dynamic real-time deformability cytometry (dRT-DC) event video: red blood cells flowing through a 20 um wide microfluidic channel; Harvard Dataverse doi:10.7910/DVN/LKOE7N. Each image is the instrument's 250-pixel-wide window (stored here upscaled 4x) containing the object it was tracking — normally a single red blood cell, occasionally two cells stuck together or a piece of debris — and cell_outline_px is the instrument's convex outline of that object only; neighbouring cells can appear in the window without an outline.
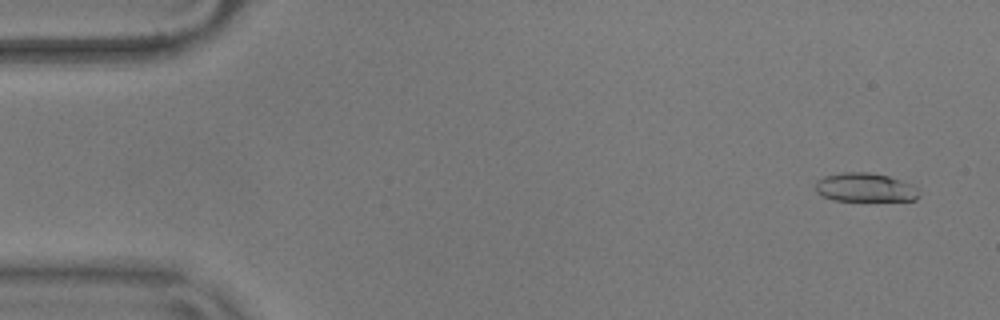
{"species": "common noctule bat (a hibernating species)", "species_latin": "Nyctalus noctula", "temperature_condition": "warm", "stored_images_in_passage": 54, "camera_frame_rate_fps": 3000, "um_per_image_px": 0.085, "animal": {"sex": "male", "body_mass_g": 17.9}, "frame": {"image": 1, "passage_image": 3, "time_ms": 0.667, "image_size_px": [1000, 320], "cell_outline_px": [[920, 196], [916, 200], [832, 200], [816, 192], [816, 180], [824, 176], [840, 172], [868, 172], [888, 176], [912, 184], [916, 188]], "centroid_in_image_um": [73.51, 15.92], "position_along_channel_um": 11.5, "area_um2": 17.28}}
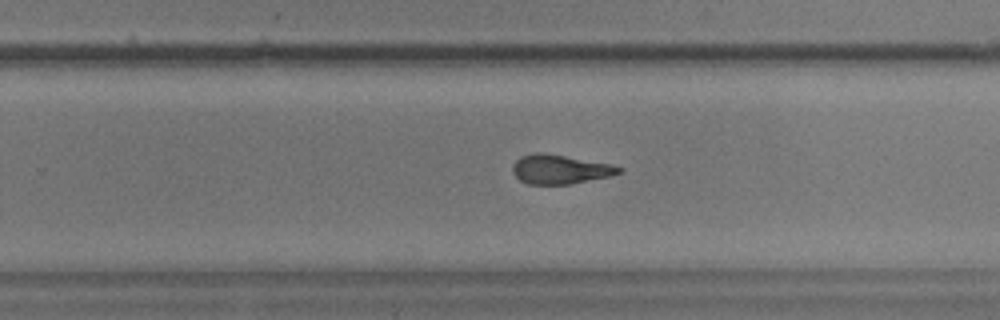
{"frame": {"image": 2, "passage_image": 35, "time_ms": 11.333, "image_size_px": [1000, 320], "cell_outline_px": [[624, 172], [608, 176], [568, 184], [528, 184], [520, 180], [512, 172], [512, 164], [520, 156], [536, 152], [544, 152], [612, 164], [624, 168]], "centroid_in_image_um": [47.59, 14.37], "position_along_channel_um": 282.2, "area_um2": 18.15}}
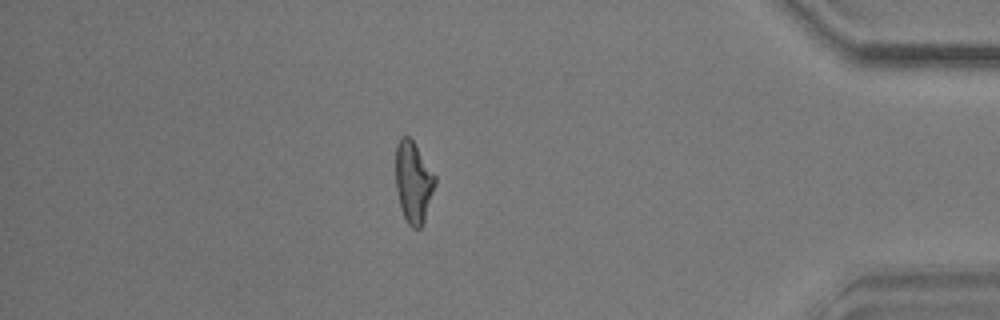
{"frame": {"image": 3, "passage_image": 48, "time_ms": 15.667, "image_size_px": [1000, 320], "cell_outline_px": [[436, 184], [424, 220], [420, 228], [412, 228], [408, 224], [404, 216], [400, 204], [396, 188], [396, 144], [400, 136], [408, 136], [412, 140], [436, 176]], "centroid_in_image_um": [35.13, 15.46], "position_along_channel_um": 400.1, "area_um2": 18.5}}